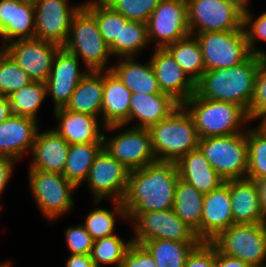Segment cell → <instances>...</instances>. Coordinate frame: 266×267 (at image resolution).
Listing matches in <instances>:
<instances>
[{
  "label": "cell",
  "mask_w": 266,
  "mask_h": 267,
  "mask_svg": "<svg viewBox=\"0 0 266 267\" xmlns=\"http://www.w3.org/2000/svg\"><path fill=\"white\" fill-rule=\"evenodd\" d=\"M178 179L175 162L156 161L131 170L122 200L126 215L172 209Z\"/></svg>",
  "instance_id": "1"
},
{
  "label": "cell",
  "mask_w": 266,
  "mask_h": 267,
  "mask_svg": "<svg viewBox=\"0 0 266 267\" xmlns=\"http://www.w3.org/2000/svg\"><path fill=\"white\" fill-rule=\"evenodd\" d=\"M262 61L261 55L252 54L242 64L205 71L195 83V94L208 100L237 104L248 112Z\"/></svg>",
  "instance_id": "2"
},
{
  "label": "cell",
  "mask_w": 266,
  "mask_h": 267,
  "mask_svg": "<svg viewBox=\"0 0 266 267\" xmlns=\"http://www.w3.org/2000/svg\"><path fill=\"white\" fill-rule=\"evenodd\" d=\"M182 106L192 116L200 139L243 133L247 130L246 124L250 123L247 112L241 106L208 100L195 93Z\"/></svg>",
  "instance_id": "3"
},
{
  "label": "cell",
  "mask_w": 266,
  "mask_h": 267,
  "mask_svg": "<svg viewBox=\"0 0 266 267\" xmlns=\"http://www.w3.org/2000/svg\"><path fill=\"white\" fill-rule=\"evenodd\" d=\"M149 131L157 161L176 163L199 145L194 120L182 105L152 125Z\"/></svg>",
  "instance_id": "4"
},
{
  "label": "cell",
  "mask_w": 266,
  "mask_h": 267,
  "mask_svg": "<svg viewBox=\"0 0 266 267\" xmlns=\"http://www.w3.org/2000/svg\"><path fill=\"white\" fill-rule=\"evenodd\" d=\"M65 50L74 54L89 71L111 70L109 45L102 37L96 18L84 7L73 17Z\"/></svg>",
  "instance_id": "5"
},
{
  "label": "cell",
  "mask_w": 266,
  "mask_h": 267,
  "mask_svg": "<svg viewBox=\"0 0 266 267\" xmlns=\"http://www.w3.org/2000/svg\"><path fill=\"white\" fill-rule=\"evenodd\" d=\"M198 148L225 181L247 178V130L233 135L200 139Z\"/></svg>",
  "instance_id": "6"
},
{
  "label": "cell",
  "mask_w": 266,
  "mask_h": 267,
  "mask_svg": "<svg viewBox=\"0 0 266 267\" xmlns=\"http://www.w3.org/2000/svg\"><path fill=\"white\" fill-rule=\"evenodd\" d=\"M28 187L37 207L48 221L57 220L75 205L77 187L63 174L28 169Z\"/></svg>",
  "instance_id": "7"
},
{
  "label": "cell",
  "mask_w": 266,
  "mask_h": 267,
  "mask_svg": "<svg viewBox=\"0 0 266 267\" xmlns=\"http://www.w3.org/2000/svg\"><path fill=\"white\" fill-rule=\"evenodd\" d=\"M211 243L219 252L252 267H266V223L232 224Z\"/></svg>",
  "instance_id": "8"
},
{
  "label": "cell",
  "mask_w": 266,
  "mask_h": 267,
  "mask_svg": "<svg viewBox=\"0 0 266 267\" xmlns=\"http://www.w3.org/2000/svg\"><path fill=\"white\" fill-rule=\"evenodd\" d=\"M127 220L131 222L132 229H134L132 241L136 244L154 239L201 242L195 231L184 223L173 209L128 213Z\"/></svg>",
  "instance_id": "9"
},
{
  "label": "cell",
  "mask_w": 266,
  "mask_h": 267,
  "mask_svg": "<svg viewBox=\"0 0 266 267\" xmlns=\"http://www.w3.org/2000/svg\"><path fill=\"white\" fill-rule=\"evenodd\" d=\"M205 71L230 68L245 62L251 55L244 30L197 33Z\"/></svg>",
  "instance_id": "10"
},
{
  "label": "cell",
  "mask_w": 266,
  "mask_h": 267,
  "mask_svg": "<svg viewBox=\"0 0 266 267\" xmlns=\"http://www.w3.org/2000/svg\"><path fill=\"white\" fill-rule=\"evenodd\" d=\"M191 34L243 29L244 10L231 0H186Z\"/></svg>",
  "instance_id": "11"
},
{
  "label": "cell",
  "mask_w": 266,
  "mask_h": 267,
  "mask_svg": "<svg viewBox=\"0 0 266 267\" xmlns=\"http://www.w3.org/2000/svg\"><path fill=\"white\" fill-rule=\"evenodd\" d=\"M149 43L165 48L191 35L186 0H160L147 21Z\"/></svg>",
  "instance_id": "12"
},
{
  "label": "cell",
  "mask_w": 266,
  "mask_h": 267,
  "mask_svg": "<svg viewBox=\"0 0 266 267\" xmlns=\"http://www.w3.org/2000/svg\"><path fill=\"white\" fill-rule=\"evenodd\" d=\"M130 170L112 157L104 148L95 157L88 178L84 182L93 196L96 206L102 199L123 200Z\"/></svg>",
  "instance_id": "13"
},
{
  "label": "cell",
  "mask_w": 266,
  "mask_h": 267,
  "mask_svg": "<svg viewBox=\"0 0 266 267\" xmlns=\"http://www.w3.org/2000/svg\"><path fill=\"white\" fill-rule=\"evenodd\" d=\"M103 148L130 171L157 161L147 128L129 127L110 138L103 133Z\"/></svg>",
  "instance_id": "14"
},
{
  "label": "cell",
  "mask_w": 266,
  "mask_h": 267,
  "mask_svg": "<svg viewBox=\"0 0 266 267\" xmlns=\"http://www.w3.org/2000/svg\"><path fill=\"white\" fill-rule=\"evenodd\" d=\"M35 7V38L62 47L68 37L79 5H69L68 0H33Z\"/></svg>",
  "instance_id": "15"
},
{
  "label": "cell",
  "mask_w": 266,
  "mask_h": 267,
  "mask_svg": "<svg viewBox=\"0 0 266 267\" xmlns=\"http://www.w3.org/2000/svg\"><path fill=\"white\" fill-rule=\"evenodd\" d=\"M59 45L34 39L16 40L3 49L28 74L32 81L45 83L50 75Z\"/></svg>",
  "instance_id": "16"
},
{
  "label": "cell",
  "mask_w": 266,
  "mask_h": 267,
  "mask_svg": "<svg viewBox=\"0 0 266 267\" xmlns=\"http://www.w3.org/2000/svg\"><path fill=\"white\" fill-rule=\"evenodd\" d=\"M80 60L60 47L53 60L50 75L45 82L47 96L51 95L54 109L65 107L81 79L90 71L81 70Z\"/></svg>",
  "instance_id": "17"
},
{
  "label": "cell",
  "mask_w": 266,
  "mask_h": 267,
  "mask_svg": "<svg viewBox=\"0 0 266 267\" xmlns=\"http://www.w3.org/2000/svg\"><path fill=\"white\" fill-rule=\"evenodd\" d=\"M235 224L232 216L230 180L204 195L200 228L195 232L201 242H211Z\"/></svg>",
  "instance_id": "18"
},
{
  "label": "cell",
  "mask_w": 266,
  "mask_h": 267,
  "mask_svg": "<svg viewBox=\"0 0 266 267\" xmlns=\"http://www.w3.org/2000/svg\"><path fill=\"white\" fill-rule=\"evenodd\" d=\"M153 50L150 63L161 92L170 95L182 105L195 93V83L185 74L165 48Z\"/></svg>",
  "instance_id": "19"
},
{
  "label": "cell",
  "mask_w": 266,
  "mask_h": 267,
  "mask_svg": "<svg viewBox=\"0 0 266 267\" xmlns=\"http://www.w3.org/2000/svg\"><path fill=\"white\" fill-rule=\"evenodd\" d=\"M180 104L170 95L165 93L145 95L142 93H133L129 107V118L124 124H115L105 126L109 131L121 130L128 124L137 119L132 127L147 128L157 124L160 120L173 113Z\"/></svg>",
  "instance_id": "20"
},
{
  "label": "cell",
  "mask_w": 266,
  "mask_h": 267,
  "mask_svg": "<svg viewBox=\"0 0 266 267\" xmlns=\"http://www.w3.org/2000/svg\"><path fill=\"white\" fill-rule=\"evenodd\" d=\"M0 37L2 48L16 40L35 38L33 0H0Z\"/></svg>",
  "instance_id": "21"
},
{
  "label": "cell",
  "mask_w": 266,
  "mask_h": 267,
  "mask_svg": "<svg viewBox=\"0 0 266 267\" xmlns=\"http://www.w3.org/2000/svg\"><path fill=\"white\" fill-rule=\"evenodd\" d=\"M38 121L33 118L12 115L0 124V156L9 157L16 162L33 148Z\"/></svg>",
  "instance_id": "22"
},
{
  "label": "cell",
  "mask_w": 266,
  "mask_h": 267,
  "mask_svg": "<svg viewBox=\"0 0 266 267\" xmlns=\"http://www.w3.org/2000/svg\"><path fill=\"white\" fill-rule=\"evenodd\" d=\"M53 115L58 121V126L53 130L62 136L69 145L103 142L101 128H104V126L101 124L100 118L73 112L65 107L54 109Z\"/></svg>",
  "instance_id": "23"
},
{
  "label": "cell",
  "mask_w": 266,
  "mask_h": 267,
  "mask_svg": "<svg viewBox=\"0 0 266 267\" xmlns=\"http://www.w3.org/2000/svg\"><path fill=\"white\" fill-rule=\"evenodd\" d=\"M69 144L52 128L38 130L28 169L63 174L68 155Z\"/></svg>",
  "instance_id": "24"
},
{
  "label": "cell",
  "mask_w": 266,
  "mask_h": 267,
  "mask_svg": "<svg viewBox=\"0 0 266 267\" xmlns=\"http://www.w3.org/2000/svg\"><path fill=\"white\" fill-rule=\"evenodd\" d=\"M132 93L112 70L104 71L102 120L103 126L124 124L129 118Z\"/></svg>",
  "instance_id": "25"
},
{
  "label": "cell",
  "mask_w": 266,
  "mask_h": 267,
  "mask_svg": "<svg viewBox=\"0 0 266 267\" xmlns=\"http://www.w3.org/2000/svg\"><path fill=\"white\" fill-rule=\"evenodd\" d=\"M230 197L235 224L266 223L260 209L255 181L248 178L230 180Z\"/></svg>",
  "instance_id": "26"
},
{
  "label": "cell",
  "mask_w": 266,
  "mask_h": 267,
  "mask_svg": "<svg viewBox=\"0 0 266 267\" xmlns=\"http://www.w3.org/2000/svg\"><path fill=\"white\" fill-rule=\"evenodd\" d=\"M179 178L203 194L219 188L225 180L213 169L199 148L192 150L176 162Z\"/></svg>",
  "instance_id": "27"
},
{
  "label": "cell",
  "mask_w": 266,
  "mask_h": 267,
  "mask_svg": "<svg viewBox=\"0 0 266 267\" xmlns=\"http://www.w3.org/2000/svg\"><path fill=\"white\" fill-rule=\"evenodd\" d=\"M136 57H121L112 65L111 70L122 81L130 92L145 95L162 93L155 77L150 59L140 63Z\"/></svg>",
  "instance_id": "28"
},
{
  "label": "cell",
  "mask_w": 266,
  "mask_h": 267,
  "mask_svg": "<svg viewBox=\"0 0 266 267\" xmlns=\"http://www.w3.org/2000/svg\"><path fill=\"white\" fill-rule=\"evenodd\" d=\"M104 71H90L78 83L65 108L102 117Z\"/></svg>",
  "instance_id": "29"
},
{
  "label": "cell",
  "mask_w": 266,
  "mask_h": 267,
  "mask_svg": "<svg viewBox=\"0 0 266 267\" xmlns=\"http://www.w3.org/2000/svg\"><path fill=\"white\" fill-rule=\"evenodd\" d=\"M83 6L96 18L99 31L109 45L112 57L120 58V32L122 23L129 20L121 13L114 11L103 0H88Z\"/></svg>",
  "instance_id": "30"
},
{
  "label": "cell",
  "mask_w": 266,
  "mask_h": 267,
  "mask_svg": "<svg viewBox=\"0 0 266 267\" xmlns=\"http://www.w3.org/2000/svg\"><path fill=\"white\" fill-rule=\"evenodd\" d=\"M103 149V142L71 144L63 175L77 188L88 178L95 157Z\"/></svg>",
  "instance_id": "31"
},
{
  "label": "cell",
  "mask_w": 266,
  "mask_h": 267,
  "mask_svg": "<svg viewBox=\"0 0 266 267\" xmlns=\"http://www.w3.org/2000/svg\"><path fill=\"white\" fill-rule=\"evenodd\" d=\"M204 195L191 184L178 179L172 209L195 232L201 225Z\"/></svg>",
  "instance_id": "32"
},
{
  "label": "cell",
  "mask_w": 266,
  "mask_h": 267,
  "mask_svg": "<svg viewBox=\"0 0 266 267\" xmlns=\"http://www.w3.org/2000/svg\"><path fill=\"white\" fill-rule=\"evenodd\" d=\"M165 49L194 83L201 78L205 66L200 44L194 35L171 43Z\"/></svg>",
  "instance_id": "33"
},
{
  "label": "cell",
  "mask_w": 266,
  "mask_h": 267,
  "mask_svg": "<svg viewBox=\"0 0 266 267\" xmlns=\"http://www.w3.org/2000/svg\"><path fill=\"white\" fill-rule=\"evenodd\" d=\"M199 243L154 239L141 245L152 255L156 267H184L189 254Z\"/></svg>",
  "instance_id": "34"
},
{
  "label": "cell",
  "mask_w": 266,
  "mask_h": 267,
  "mask_svg": "<svg viewBox=\"0 0 266 267\" xmlns=\"http://www.w3.org/2000/svg\"><path fill=\"white\" fill-rule=\"evenodd\" d=\"M13 115L33 118L38 121L40 106L48 98L46 85L43 82L32 81L8 96Z\"/></svg>",
  "instance_id": "35"
},
{
  "label": "cell",
  "mask_w": 266,
  "mask_h": 267,
  "mask_svg": "<svg viewBox=\"0 0 266 267\" xmlns=\"http://www.w3.org/2000/svg\"><path fill=\"white\" fill-rule=\"evenodd\" d=\"M111 201L114 203L112 210L97 207L87 214L83 226L92 236L93 240L114 235L116 220L120 218L127 220L123 203L117 200Z\"/></svg>",
  "instance_id": "36"
},
{
  "label": "cell",
  "mask_w": 266,
  "mask_h": 267,
  "mask_svg": "<svg viewBox=\"0 0 266 267\" xmlns=\"http://www.w3.org/2000/svg\"><path fill=\"white\" fill-rule=\"evenodd\" d=\"M132 243V238L125 242L119 235L117 236V234L94 240L90 253L91 259L96 267H103V264H115L114 267H120Z\"/></svg>",
  "instance_id": "37"
},
{
  "label": "cell",
  "mask_w": 266,
  "mask_h": 267,
  "mask_svg": "<svg viewBox=\"0 0 266 267\" xmlns=\"http://www.w3.org/2000/svg\"><path fill=\"white\" fill-rule=\"evenodd\" d=\"M31 82L28 74L0 46V95L8 97Z\"/></svg>",
  "instance_id": "38"
},
{
  "label": "cell",
  "mask_w": 266,
  "mask_h": 267,
  "mask_svg": "<svg viewBox=\"0 0 266 267\" xmlns=\"http://www.w3.org/2000/svg\"><path fill=\"white\" fill-rule=\"evenodd\" d=\"M247 127L248 169L247 178L259 180L266 178V137L255 128Z\"/></svg>",
  "instance_id": "39"
},
{
  "label": "cell",
  "mask_w": 266,
  "mask_h": 267,
  "mask_svg": "<svg viewBox=\"0 0 266 267\" xmlns=\"http://www.w3.org/2000/svg\"><path fill=\"white\" fill-rule=\"evenodd\" d=\"M147 24L140 21L122 23L120 32V58L137 57L143 48H148Z\"/></svg>",
  "instance_id": "40"
},
{
  "label": "cell",
  "mask_w": 266,
  "mask_h": 267,
  "mask_svg": "<svg viewBox=\"0 0 266 267\" xmlns=\"http://www.w3.org/2000/svg\"><path fill=\"white\" fill-rule=\"evenodd\" d=\"M114 11L131 21L147 23L160 0H103Z\"/></svg>",
  "instance_id": "41"
},
{
  "label": "cell",
  "mask_w": 266,
  "mask_h": 267,
  "mask_svg": "<svg viewBox=\"0 0 266 267\" xmlns=\"http://www.w3.org/2000/svg\"><path fill=\"white\" fill-rule=\"evenodd\" d=\"M253 15L255 14L251 13L249 8L244 10L243 29L251 53L256 55H262L265 50L257 48L256 46H254V44H257L255 43L257 42V40H262L266 42V11L255 18Z\"/></svg>",
  "instance_id": "42"
},
{
  "label": "cell",
  "mask_w": 266,
  "mask_h": 267,
  "mask_svg": "<svg viewBox=\"0 0 266 267\" xmlns=\"http://www.w3.org/2000/svg\"><path fill=\"white\" fill-rule=\"evenodd\" d=\"M64 234L70 254L91 253L94 240L83 224L67 227Z\"/></svg>",
  "instance_id": "43"
},
{
  "label": "cell",
  "mask_w": 266,
  "mask_h": 267,
  "mask_svg": "<svg viewBox=\"0 0 266 267\" xmlns=\"http://www.w3.org/2000/svg\"><path fill=\"white\" fill-rule=\"evenodd\" d=\"M266 111V64L262 61L256 75L254 96L247 112L249 121Z\"/></svg>",
  "instance_id": "44"
},
{
  "label": "cell",
  "mask_w": 266,
  "mask_h": 267,
  "mask_svg": "<svg viewBox=\"0 0 266 267\" xmlns=\"http://www.w3.org/2000/svg\"><path fill=\"white\" fill-rule=\"evenodd\" d=\"M184 267H215V246L200 242L189 254Z\"/></svg>",
  "instance_id": "45"
},
{
  "label": "cell",
  "mask_w": 266,
  "mask_h": 267,
  "mask_svg": "<svg viewBox=\"0 0 266 267\" xmlns=\"http://www.w3.org/2000/svg\"><path fill=\"white\" fill-rule=\"evenodd\" d=\"M120 267H156L155 260L141 244L132 243Z\"/></svg>",
  "instance_id": "46"
},
{
  "label": "cell",
  "mask_w": 266,
  "mask_h": 267,
  "mask_svg": "<svg viewBox=\"0 0 266 267\" xmlns=\"http://www.w3.org/2000/svg\"><path fill=\"white\" fill-rule=\"evenodd\" d=\"M15 163L16 161L9 157L0 156V197L13 175Z\"/></svg>",
  "instance_id": "47"
},
{
  "label": "cell",
  "mask_w": 266,
  "mask_h": 267,
  "mask_svg": "<svg viewBox=\"0 0 266 267\" xmlns=\"http://www.w3.org/2000/svg\"><path fill=\"white\" fill-rule=\"evenodd\" d=\"M215 267H252L250 264L219 252L215 248Z\"/></svg>",
  "instance_id": "48"
},
{
  "label": "cell",
  "mask_w": 266,
  "mask_h": 267,
  "mask_svg": "<svg viewBox=\"0 0 266 267\" xmlns=\"http://www.w3.org/2000/svg\"><path fill=\"white\" fill-rule=\"evenodd\" d=\"M65 267H96L90 254H69Z\"/></svg>",
  "instance_id": "49"
},
{
  "label": "cell",
  "mask_w": 266,
  "mask_h": 267,
  "mask_svg": "<svg viewBox=\"0 0 266 267\" xmlns=\"http://www.w3.org/2000/svg\"><path fill=\"white\" fill-rule=\"evenodd\" d=\"M253 181H255L258 189L260 209L263 217L266 219V178Z\"/></svg>",
  "instance_id": "50"
},
{
  "label": "cell",
  "mask_w": 266,
  "mask_h": 267,
  "mask_svg": "<svg viewBox=\"0 0 266 267\" xmlns=\"http://www.w3.org/2000/svg\"><path fill=\"white\" fill-rule=\"evenodd\" d=\"M11 105L9 98L3 95H0V124L11 117Z\"/></svg>",
  "instance_id": "51"
},
{
  "label": "cell",
  "mask_w": 266,
  "mask_h": 267,
  "mask_svg": "<svg viewBox=\"0 0 266 267\" xmlns=\"http://www.w3.org/2000/svg\"><path fill=\"white\" fill-rule=\"evenodd\" d=\"M260 119V122L258 123V126L255 127V129L260 132L263 136L266 137V111L260 113L256 119Z\"/></svg>",
  "instance_id": "52"
},
{
  "label": "cell",
  "mask_w": 266,
  "mask_h": 267,
  "mask_svg": "<svg viewBox=\"0 0 266 267\" xmlns=\"http://www.w3.org/2000/svg\"><path fill=\"white\" fill-rule=\"evenodd\" d=\"M233 2H235L237 5H239L243 10L248 9V5L250 0H231Z\"/></svg>",
  "instance_id": "53"
},
{
  "label": "cell",
  "mask_w": 266,
  "mask_h": 267,
  "mask_svg": "<svg viewBox=\"0 0 266 267\" xmlns=\"http://www.w3.org/2000/svg\"><path fill=\"white\" fill-rule=\"evenodd\" d=\"M0 267H11V263L9 261L5 262H0Z\"/></svg>",
  "instance_id": "54"
},
{
  "label": "cell",
  "mask_w": 266,
  "mask_h": 267,
  "mask_svg": "<svg viewBox=\"0 0 266 267\" xmlns=\"http://www.w3.org/2000/svg\"><path fill=\"white\" fill-rule=\"evenodd\" d=\"M263 62L266 64V51L261 55Z\"/></svg>",
  "instance_id": "55"
}]
</instances>
